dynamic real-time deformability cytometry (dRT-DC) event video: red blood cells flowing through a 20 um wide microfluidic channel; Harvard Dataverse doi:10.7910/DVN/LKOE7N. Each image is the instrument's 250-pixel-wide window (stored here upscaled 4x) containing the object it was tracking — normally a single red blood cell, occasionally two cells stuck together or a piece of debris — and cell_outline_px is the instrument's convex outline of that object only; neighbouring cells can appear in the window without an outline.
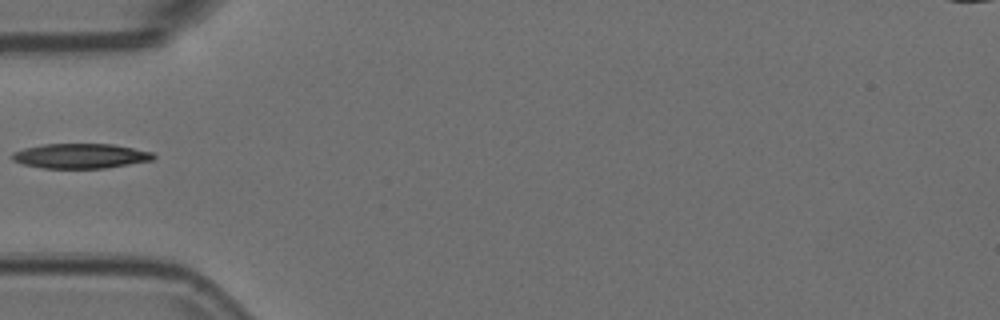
{"species": "Egyptian fruit bat (a non-hibernating species)", "species_latin": "Rousettus aegyptiacus", "temperature_condition": "room temperature", "stored_images_in_passage": 35, "camera_frame_rate_fps": 3000, "um_per_image_px": 0.085, "animal": {"sex": "female"}, "frame": {"image": 1, "passage_image": 1, "time_ms": 0.0, "image_size_px": [1000, 320], "cell_outline_px": [[156, 156], [152, 160], [104, 168], [40, 168], [24, 164], [12, 160], [12, 152], [24, 148], [44, 144], [112, 144], [152, 152]], "centroid_in_image_um": [6.81, 13.25], "position_along_channel_um": 78.2, "area_um2": 20.29}}